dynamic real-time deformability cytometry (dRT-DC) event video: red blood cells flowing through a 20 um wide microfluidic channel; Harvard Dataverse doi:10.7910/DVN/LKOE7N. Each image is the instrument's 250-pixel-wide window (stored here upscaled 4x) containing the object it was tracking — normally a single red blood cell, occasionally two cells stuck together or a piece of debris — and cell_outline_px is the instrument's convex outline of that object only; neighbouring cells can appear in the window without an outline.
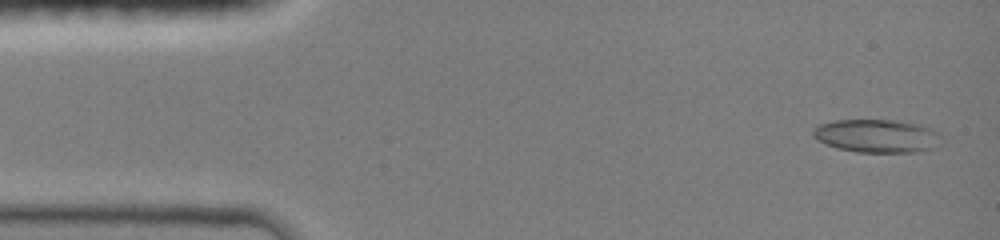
{"species": "common noctule bat (a hibernating species)", "species_latin": "Nyctalus noctula", "temperature_condition": "room temperature", "stored_images_in_passage": 11, "camera_frame_rate_fps": 3000, "um_per_image_px": 0.085, "animal": {"sex": "female", "body_mass_g": 19.0, "forearm_length_mm": 51.5}, "frame": {"image": 1, "passage_image": 1, "time_ms": 0.0, "image_size_px": [1000, 240], "cell_outline_px": [[940, 136], [928, 148], [912, 152], [856, 152], [840, 148], [828, 144], [812, 136], [812, 128], [820, 124], [832, 120], [896, 120], [920, 124], [932, 128], [940, 132]], "centroid_in_image_um": [74.47, 11.52], "position_along_channel_um": 10.5, "area_um2": 24.39}}
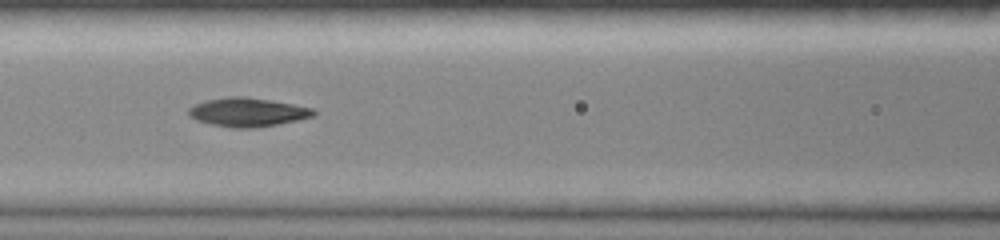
{"frame": {"image": 2, "passage_image": 7, "time_ms": 5.667, "image_size_px": [1000, 240], "cell_outline_px": [[316, 112], [312, 116], [296, 120], [276, 124], [252, 128], [232, 128], [212, 124], [196, 120], [188, 116], [188, 108], [196, 104], [208, 100], [228, 96], [244, 96], [272, 100], [312, 108]], "centroid_in_image_um": [21.01, 9.53], "position_along_channel_um": 145.6, "area_um2": 20.75}}
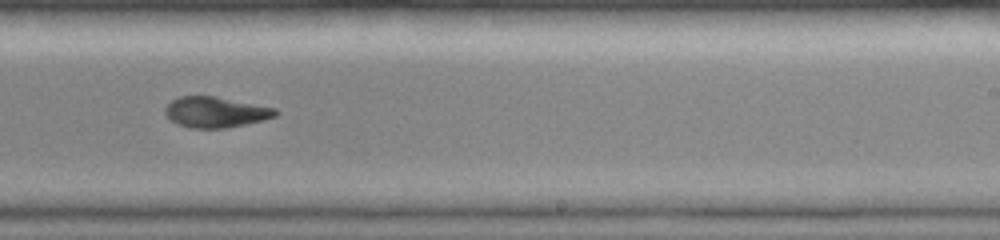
{"frame": {"image": 3, "passage_image": 10, "time_ms": 8.667, "image_size_px": [1000, 240], "cell_outline_px": [[280, 112], [276, 116], [264, 120], [224, 128], [192, 128], [176, 124], [164, 112], [164, 108], [172, 100], [180, 96], [216, 96], [276, 108]], "centroid_in_image_um": [18.34, 9.52], "position_along_channel_um": 270.7, "area_um2": 19.71}}